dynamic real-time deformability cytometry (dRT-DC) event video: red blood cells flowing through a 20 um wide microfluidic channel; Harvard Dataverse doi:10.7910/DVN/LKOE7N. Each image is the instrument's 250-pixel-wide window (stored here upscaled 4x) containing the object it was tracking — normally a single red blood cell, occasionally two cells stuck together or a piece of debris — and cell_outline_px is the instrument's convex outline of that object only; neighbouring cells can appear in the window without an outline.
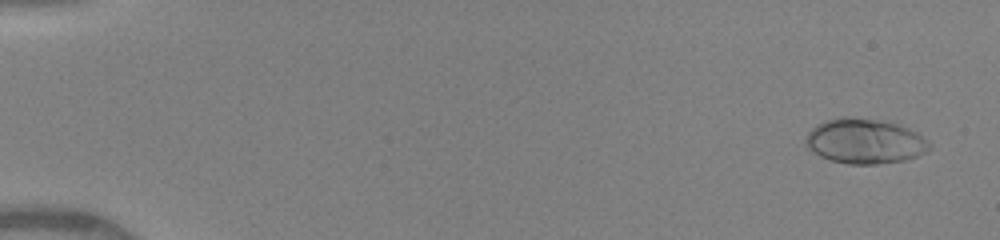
{"species": "human", "species_latin": "Homo sapiens", "temperature_condition": "warm", "stored_images_in_passage": 50, "camera_frame_rate_fps": 3000, "um_per_image_px": 0.085, "donor": {"sex": "female"}, "frame": {"image": 1, "passage_image": 3, "time_ms": 0.667, "image_size_px": [1000, 240], "cell_outline_px": [[932, 148], [916, 156], [904, 160], [876, 164], [848, 164], [832, 160], [820, 156], [812, 152], [804, 144], [804, 140], [808, 132], [816, 124], [824, 120], [844, 116], [852, 116], [876, 120], [896, 124], [908, 128], [916, 132], [928, 140], [932, 144]], "centroid_in_image_um": [73.47, 11.99], "position_along_channel_um": 11.5, "area_um2": 32.54}}
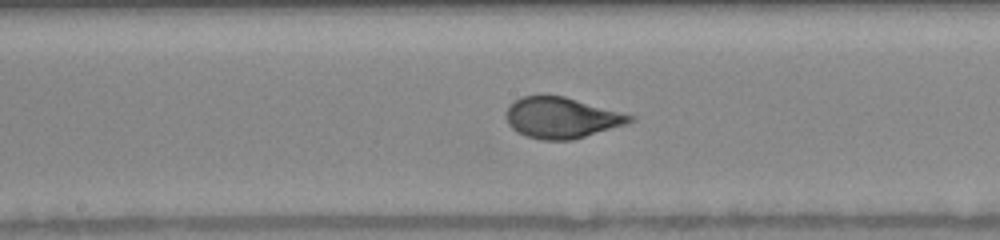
{"frame": {"image": 2, "passage_image": 28, "time_ms": 9.0, "image_size_px": [1000, 240], "cell_outline_px": [[636, 116], [632, 120], [624, 124], [572, 140], [540, 140], [528, 136], [512, 128], [508, 124], [508, 108], [516, 100], [524, 96], [564, 96]], "centroid_in_image_um": [47.75, 10.01], "position_along_channel_um": 200.5, "area_um2": 28.73}}
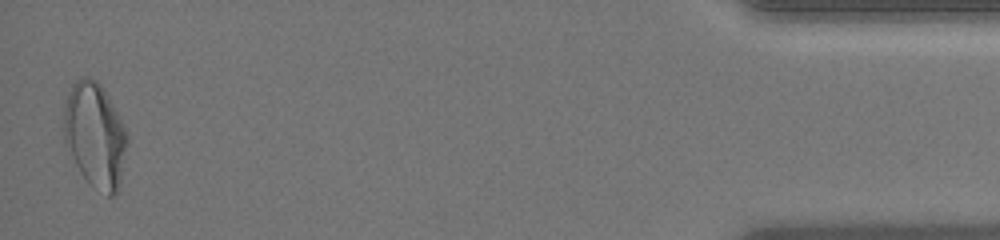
{"frame": {"image": 3, "passage_image": 50, "time_ms": 16.333, "image_size_px": [1000, 240], "cell_outline_px": [[128, 140], [120, 184], [116, 192], [112, 196], [108, 196], [92, 188], [88, 184], [80, 172], [64, 140], [64, 104], [72, 84], [76, 80], [84, 76], [96, 80], [100, 84], [120, 116], [128, 136]], "centroid_in_image_um": [8.08, 11.51], "position_along_channel_um": 427.1, "area_um2": 38.78}, "authors_computed_cell_mechanics": {"area_um2": 29.7381, "velocity_mm_per_s": 4.1025, "shape_relaxation_time_tau1_ms": 3.721, "shape_relaxation_time_tau2_ms": null, "deformation_change_tau1": 0.1755, "deformation_change_tau2": null}}